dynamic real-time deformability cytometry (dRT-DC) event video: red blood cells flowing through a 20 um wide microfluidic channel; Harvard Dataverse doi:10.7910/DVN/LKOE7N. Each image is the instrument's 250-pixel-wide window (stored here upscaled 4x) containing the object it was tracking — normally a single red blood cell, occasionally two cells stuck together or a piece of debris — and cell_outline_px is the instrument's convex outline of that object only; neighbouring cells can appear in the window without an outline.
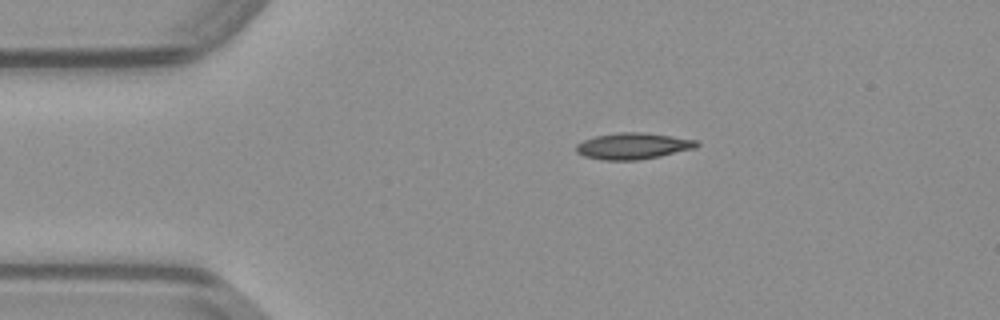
{"species": "common noctule bat (a hibernating species)", "species_latin": "Nyctalus noctula", "temperature_condition": "warm", "stored_images_in_passage": 41, "camera_frame_rate_fps": 3000, "um_per_image_px": 0.085, "animal": {"sex": "male", "body_mass_g": 23.1, "forearm_length_mm": 52.7}, "frame": {"image": 1, "passage_image": 1, "time_ms": 0.0, "image_size_px": [1000, 320], "cell_outline_px": [[700, 144], [696, 148], [660, 156], [636, 160], [600, 160], [584, 156], [576, 152], [576, 144], [584, 140], [596, 136], [620, 132], [644, 132], [700, 140]], "centroid_in_image_um": [53.84, 12.41], "position_along_channel_um": 31.2, "area_um2": 18.61}}
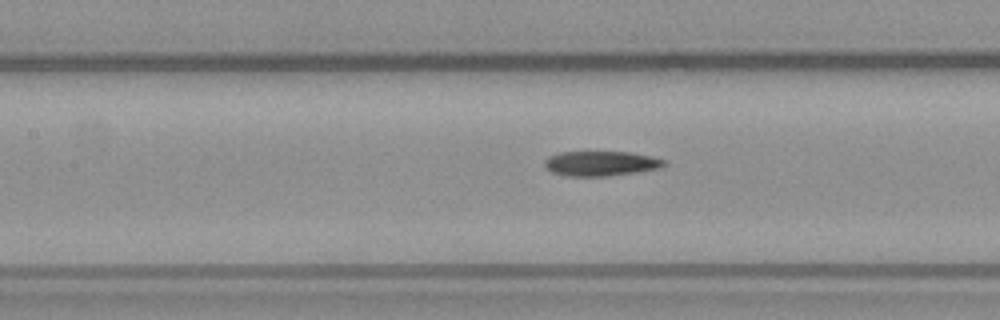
{"frame": {"image": 2, "passage_image": 13, "time_ms": 4.0, "image_size_px": [1000, 320], "cell_outline_px": [[668, 164], [660, 168], [636, 172], [608, 176], [564, 176], [552, 172], [544, 168], [544, 160], [548, 156], [560, 152], [632, 152], [652, 156], [664, 160]], "centroid_in_image_um": [51.05, 13.89], "position_along_channel_um": 156.3, "area_um2": 17.51}}
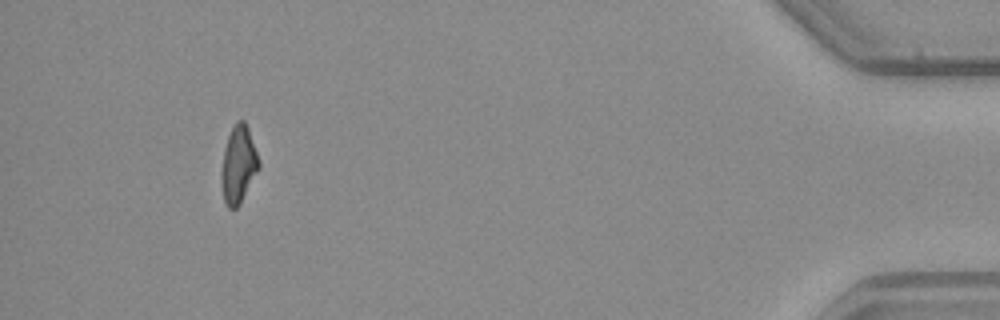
{"frame": {"image": 3, "passage_image": 37, "time_ms": 12.0, "image_size_px": [1000, 320], "cell_outline_px": [[260, 168], [240, 204], [236, 208], [228, 208], [224, 200], [220, 176], [224, 148], [228, 136], [236, 120], [244, 120], [248, 128], [260, 160]], "centroid_in_image_um": [20.27, 13.99], "position_along_channel_um": 414.9, "area_um2": 16.99}}